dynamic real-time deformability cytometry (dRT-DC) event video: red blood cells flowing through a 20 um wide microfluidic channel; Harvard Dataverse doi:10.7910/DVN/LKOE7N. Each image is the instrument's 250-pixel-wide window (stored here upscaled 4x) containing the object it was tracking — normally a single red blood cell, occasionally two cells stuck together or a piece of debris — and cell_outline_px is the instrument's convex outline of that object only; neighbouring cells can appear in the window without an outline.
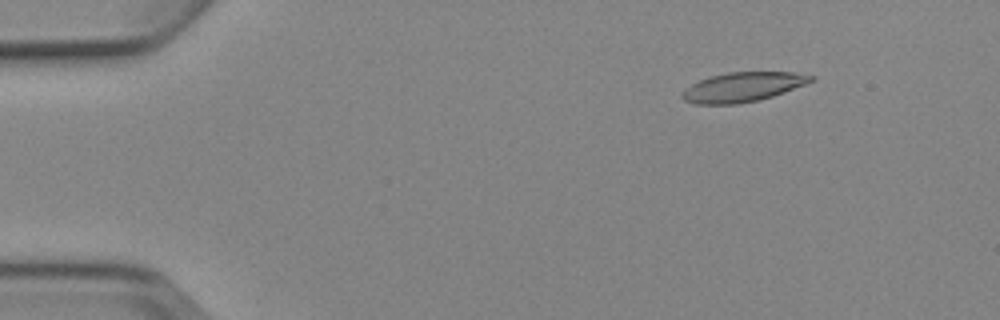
{"species": "Egyptian fruit bat (a non-hibernating species)", "species_latin": "Rousettus aegyptiacus", "temperature_condition": "cold", "stored_images_in_passage": 9, "camera_frame_rate_fps": 3000, "um_per_image_px": 0.085, "animal": {"sex": "female"}, "frame": {"image": 1, "passage_image": 2, "time_ms": 1.0, "image_size_px": [1000, 320], "cell_outline_px": [[816, 80], [784, 92], [760, 100], [736, 104], [696, 104], [684, 100], [680, 96], [680, 92], [684, 88], [708, 76], [728, 72], [792, 72], [816, 76]], "centroid_in_image_um": [63.12, 7.39], "position_along_channel_um": 21.9, "area_um2": 22.31}}
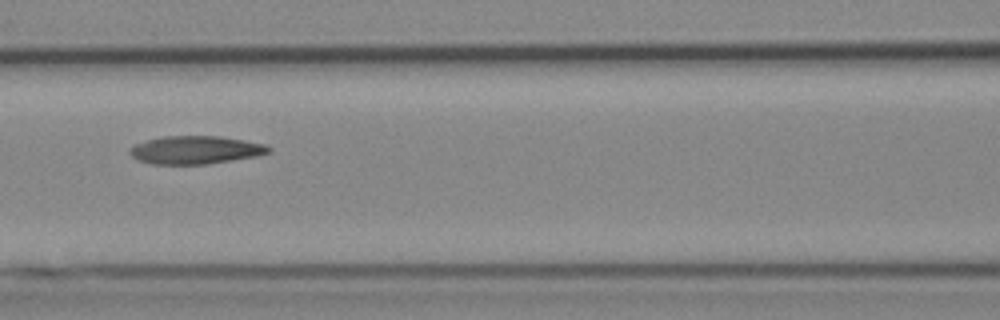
{"frame": {"image": 2, "passage_image": 7, "time_ms": 6.667, "image_size_px": [1000, 320], "cell_outline_px": [[272, 152], [256, 156], [208, 164], [152, 164], [140, 160], [132, 156], [128, 152], [132, 144], [164, 136], [220, 136], [268, 144], [272, 148]], "centroid_in_image_um": [16.65, 12.74], "position_along_channel_um": 149.9, "area_um2": 22.83}}
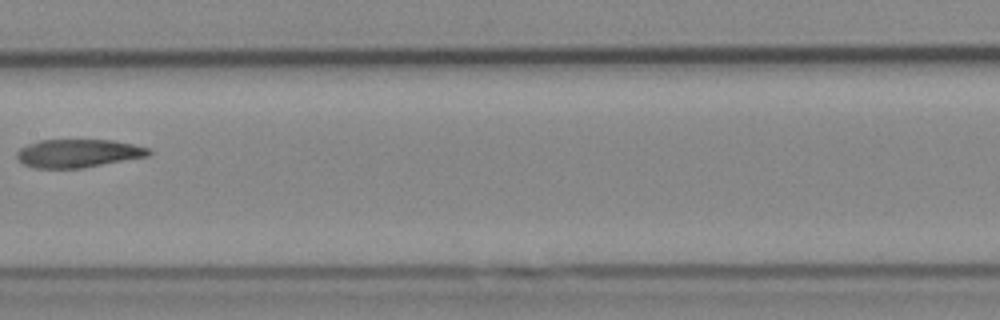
{"frame": {"image": 3, "passage_image": 8, "time_ms": 8.0, "image_size_px": [1000, 320], "cell_outline_px": [[152, 152], [148, 156], [80, 168], [36, 168], [24, 164], [16, 156], [16, 152], [20, 148], [28, 144], [40, 140], [112, 140], [132, 144], [148, 148]], "centroid_in_image_um": [6.62, 13.02], "position_along_channel_um": 200.8, "area_um2": 21.44}}